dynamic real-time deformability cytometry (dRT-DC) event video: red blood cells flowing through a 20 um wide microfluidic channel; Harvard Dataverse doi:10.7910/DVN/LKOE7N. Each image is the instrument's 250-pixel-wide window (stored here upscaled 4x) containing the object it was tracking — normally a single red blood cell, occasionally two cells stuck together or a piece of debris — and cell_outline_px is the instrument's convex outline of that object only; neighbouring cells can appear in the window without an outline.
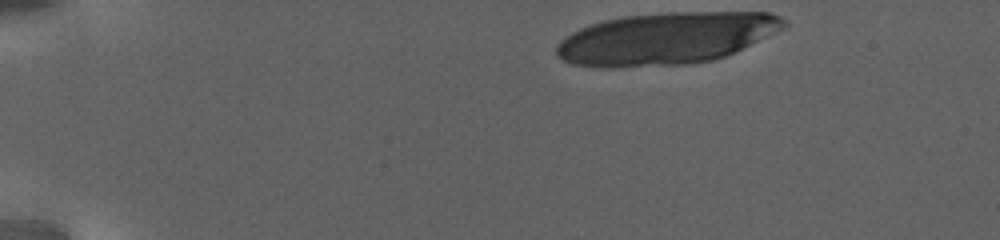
{"species": "human", "species_latin": "Homo sapiens", "temperature_condition": "warm", "stored_images_in_passage": 19, "camera_frame_rate_fps": 3000, "um_per_image_px": 0.085, "donor": {"sex": "female"}, "frame": {"image": 1, "passage_image": 1, "time_ms": 0.0, "image_size_px": [1000, 240], "cell_outline_px": [[788, 24], [784, 28], [724, 56], [712, 60], [684, 64], [616, 68], [604, 68], [572, 64], [556, 56], [556, 48], [560, 40], [572, 32], [580, 28], [604, 20], [624, 16], [668, 12], [768, 12], [780, 16], [788, 20]], "centroid_in_image_um": [56.59, 3.26], "position_along_channel_um": 28.4, "area_um2": 68.78}}
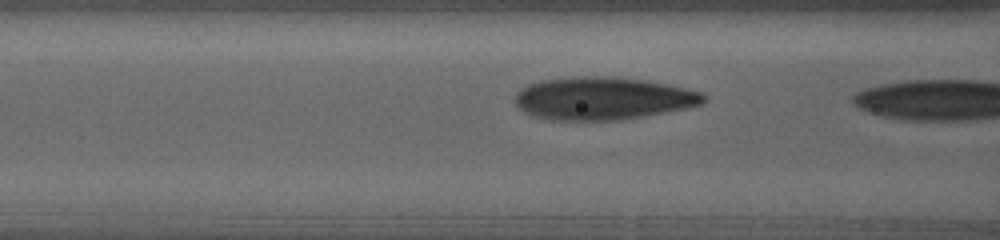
{"frame": {"image": 2, "passage_image": 18, "time_ms": 6.333, "image_size_px": [1000, 240], "cell_outline_px": [[708, 96], [700, 104], [684, 108], [624, 120], [552, 120], [532, 116], [524, 112], [516, 104], [516, 92], [520, 88], [528, 84], [540, 80], [572, 76], [612, 76], [644, 80], [684, 88], [700, 92]], "centroid_in_image_um": [51.18, 8.36], "position_along_channel_um": 115.4, "area_um2": 46.93}}